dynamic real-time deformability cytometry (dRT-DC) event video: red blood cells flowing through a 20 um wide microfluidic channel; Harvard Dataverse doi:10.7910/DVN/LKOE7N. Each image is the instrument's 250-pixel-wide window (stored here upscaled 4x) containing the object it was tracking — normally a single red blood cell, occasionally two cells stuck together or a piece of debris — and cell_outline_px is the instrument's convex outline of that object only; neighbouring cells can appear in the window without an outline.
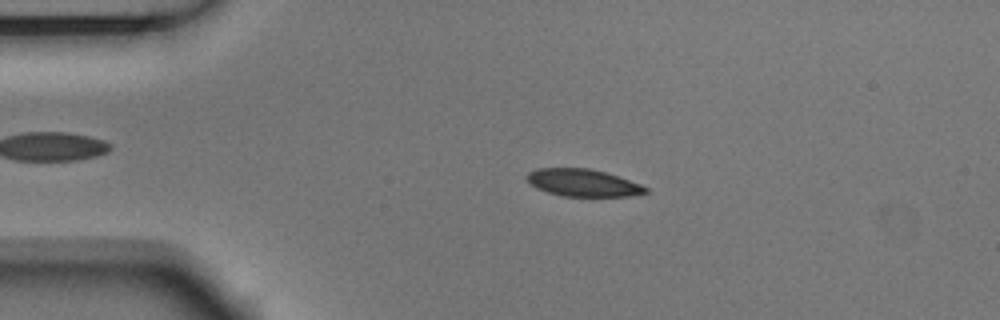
{"species": "Egyptian fruit bat (a non-hibernating species)", "species_latin": "Rousettus aegyptiacus", "temperature_condition": "room temperature", "stored_images_in_passage": 51, "camera_frame_rate_fps": 3000, "um_per_image_px": 0.085, "animal": {"sex": "male"}, "frame": {"image": 1, "passage_image": 9, "time_ms": 2.667, "image_size_px": [1000, 320], "cell_outline_px": [[648, 192], [632, 196], [564, 196], [548, 192], [536, 188], [524, 176], [528, 172], [536, 168], [588, 168], [620, 176], [640, 184], [648, 188]], "centroid_in_image_um": [49.55, 15.53], "position_along_channel_um": 35.4, "area_um2": 18.9}}
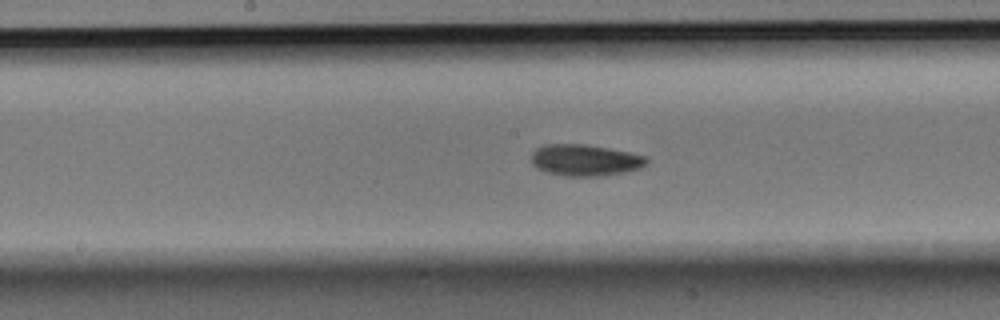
{"frame": {"image": 2, "passage_image": 25, "time_ms": 8.0, "image_size_px": [1000, 320], "cell_outline_px": [[648, 164], [640, 168], [628, 172], [604, 176], [564, 176], [548, 172], [536, 168], [532, 164], [532, 152], [536, 148], [544, 144], [584, 144], [608, 148], [648, 156]], "centroid_in_image_um": [49.76, 13.62], "position_along_channel_um": 198.4, "area_um2": 21.39}}
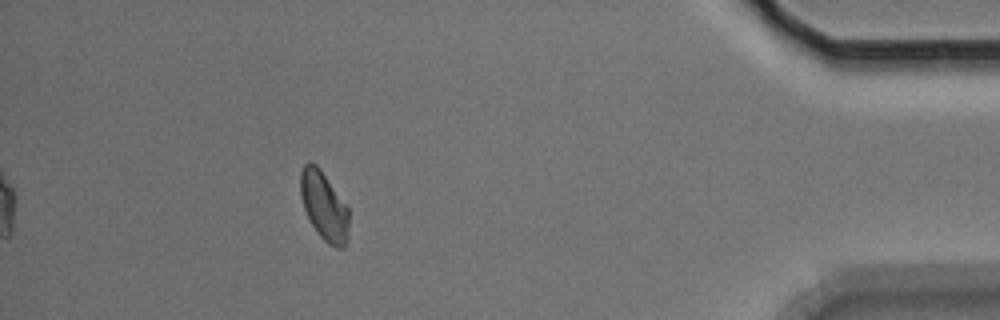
{"frame": {"image": 3, "passage_image": 46, "time_ms": 15.0, "image_size_px": [1000, 320], "cell_outline_px": [[348, 240], [344, 248], [336, 248], [328, 244], [316, 232], [304, 208], [300, 196], [300, 172], [304, 164], [308, 160], [316, 164], [320, 168], [348, 208]], "centroid_in_image_um": [27.53, 17.51], "position_along_channel_um": 407.7, "area_um2": 19.42}, "authors_computed_cell_mechanics": {"area_um2": 19.7676, "velocity_mm_per_s": 3.7253, "shape_relaxation_time_tau1_ms": 2.2427, "shape_relaxation_time_tau2_ms": null, "deformation_change_tau1": 0.0995, "deformation_change_tau2": null}}